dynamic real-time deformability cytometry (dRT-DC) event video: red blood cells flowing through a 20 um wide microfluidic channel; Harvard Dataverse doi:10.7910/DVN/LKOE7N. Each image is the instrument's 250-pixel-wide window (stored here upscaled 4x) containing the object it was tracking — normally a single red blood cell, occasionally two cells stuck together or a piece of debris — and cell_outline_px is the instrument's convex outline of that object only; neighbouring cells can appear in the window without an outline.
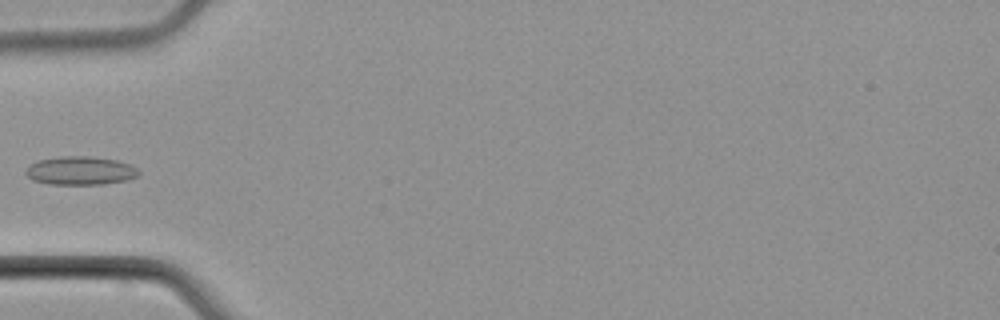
{"species": "common noctule bat (a hibernating species)", "species_latin": "Nyctalus noctula", "temperature_condition": "cold", "stored_images_in_passage": 5, "camera_frame_rate_fps": 3000, "um_per_image_px": 0.085, "animal": {"sex": "male", "body_mass_g": 21.5, "forearm_length_mm": 52.0}, "frame": {"image": 1, "passage_image": 5, "time_ms": 5.0, "image_size_px": [1000, 320], "cell_outline_px": [[140, 176], [128, 180], [104, 184], [48, 184], [32, 180], [24, 172], [32, 164], [40, 160], [60, 156], [88, 156], [116, 160], [128, 164], [136, 168], [140, 172]], "centroid_in_image_um": [6.86, 14.51], "position_along_channel_um": 78.1, "area_um2": 18.67}}